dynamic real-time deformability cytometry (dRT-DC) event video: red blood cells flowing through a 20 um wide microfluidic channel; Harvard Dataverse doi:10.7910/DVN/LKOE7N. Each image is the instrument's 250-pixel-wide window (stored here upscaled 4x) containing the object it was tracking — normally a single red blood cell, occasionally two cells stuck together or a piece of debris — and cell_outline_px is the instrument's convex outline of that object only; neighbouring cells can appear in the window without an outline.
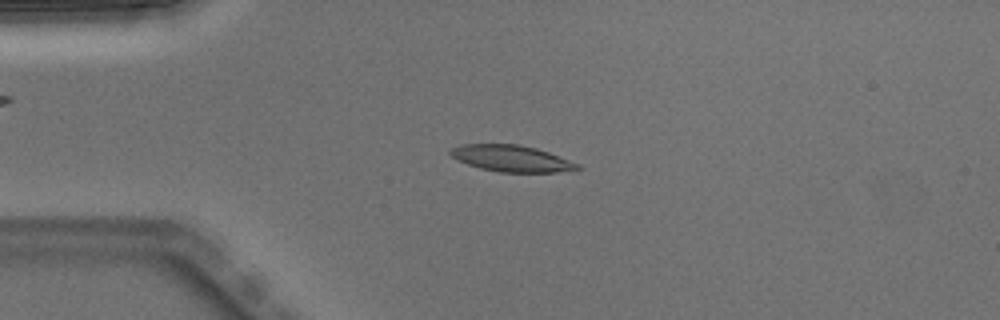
{"species": "Egyptian fruit bat (a non-hibernating species)", "species_latin": "Rousettus aegyptiacus", "temperature_condition": "warm", "stored_images_in_passage": 4, "camera_frame_rate_fps": 3000, "um_per_image_px": 0.085, "animal": {"sex": "male"}, "frame": {"image": 1, "passage_image": 2, "time_ms": 0.333, "image_size_px": [1000, 320], "cell_outline_px": [[580, 168], [556, 172], [500, 172], [480, 168], [468, 164], [452, 156], [448, 152], [452, 148], [460, 144], [520, 144], [536, 148], [548, 152], [580, 164]], "centroid_in_image_um": [43.46, 13.46], "position_along_channel_um": 41.5, "area_um2": 19.36}}